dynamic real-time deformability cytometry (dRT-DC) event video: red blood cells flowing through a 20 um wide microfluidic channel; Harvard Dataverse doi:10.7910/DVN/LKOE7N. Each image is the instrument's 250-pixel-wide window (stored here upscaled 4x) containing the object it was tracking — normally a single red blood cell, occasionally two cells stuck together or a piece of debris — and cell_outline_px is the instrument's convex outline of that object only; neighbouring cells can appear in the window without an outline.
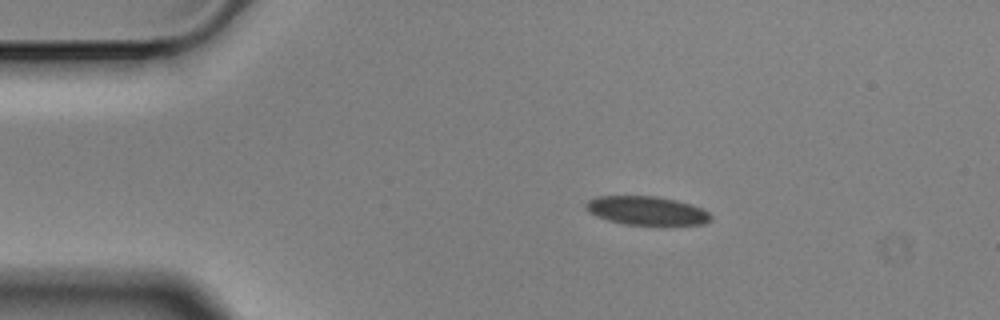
{"species": "Egyptian fruit bat (a non-hibernating species)", "species_latin": "Rousettus aegyptiacus", "temperature_condition": "cold", "stored_images_in_passage": 4, "camera_frame_rate_fps": 3000, "um_per_image_px": 0.085, "animal": {"sex": "male"}, "frame": {"image": 1, "passage_image": 1, "time_ms": 0.0, "image_size_px": [1000, 320], "cell_outline_px": [[712, 220], [704, 224], [624, 224], [608, 220], [596, 216], [588, 212], [584, 208], [584, 204], [588, 200], [596, 196], [656, 196], [676, 200], [692, 204], [708, 212], [712, 216]], "centroid_in_image_um": [54.93, 17.89], "position_along_channel_um": 30.1, "area_um2": 20.87}}
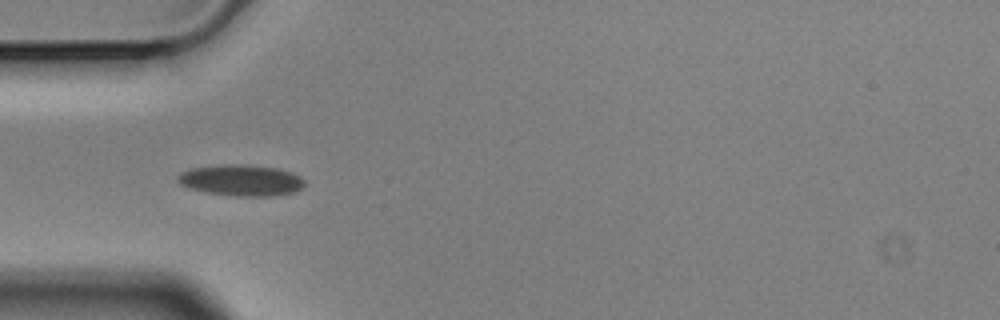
{"frame": {"image": 2, "passage_image": 3, "time_ms": 0.667, "image_size_px": [1000, 320], "cell_outline_px": [[304, 184], [300, 188], [292, 192], [272, 196], [236, 196], [208, 192], [188, 188], [180, 184], [176, 180], [176, 176], [180, 172], [192, 168], [220, 164], [248, 164], [276, 168], [292, 172], [300, 176], [304, 180]], "centroid_in_image_um": [20.46, 15.31], "position_along_channel_um": 64.5, "area_um2": 23.12}}
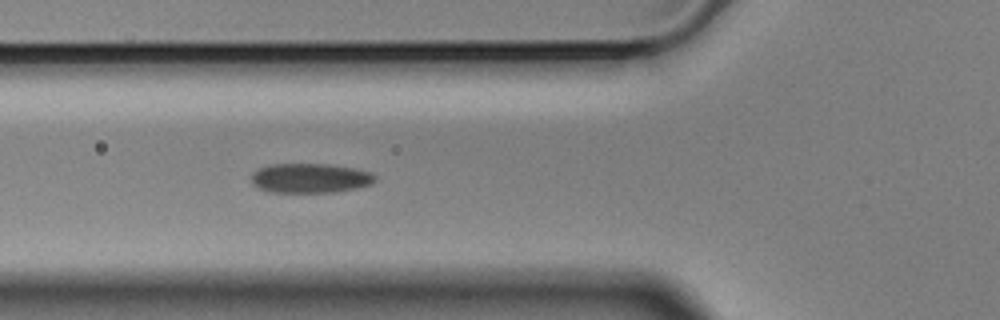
{"frame": {"image": 3, "passage_image": 4, "time_ms": 1.0, "image_size_px": [1000, 320], "cell_outline_px": [[376, 180], [372, 184], [356, 188], [336, 192], [272, 192], [260, 188], [252, 184], [252, 172], [268, 164], [328, 164], [356, 168], [372, 172], [376, 176]], "centroid_in_image_um": [26.4, 15.13], "position_along_channel_um": 99.4, "area_um2": 21.44}}